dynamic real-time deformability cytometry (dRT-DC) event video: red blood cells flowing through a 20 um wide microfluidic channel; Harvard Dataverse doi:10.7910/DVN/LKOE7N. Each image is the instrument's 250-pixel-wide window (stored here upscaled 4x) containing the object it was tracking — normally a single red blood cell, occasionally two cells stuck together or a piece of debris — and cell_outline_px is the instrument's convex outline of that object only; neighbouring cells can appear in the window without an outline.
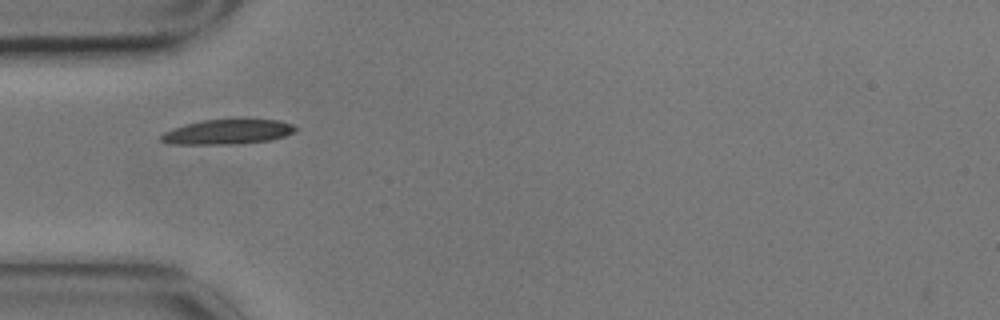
{"species": "common noctule bat (a hibernating species)", "species_latin": "Nyctalus noctula", "temperature_condition": "cold", "stored_images_in_passage": 7, "camera_frame_rate_fps": 3000, "um_per_image_px": 0.085, "animal": {"sex": "male", "body_mass_g": 17.9}, "frame": {"image": 1, "passage_image": 1, "time_ms": 0.0, "image_size_px": [1000, 320], "cell_outline_px": [[300, 128], [296, 132], [272, 140], [240, 144], [168, 144], [160, 140], [160, 136], [164, 132], [172, 128], [184, 124], [200, 120], [240, 116], [276, 120], [292, 124]], "centroid_in_image_um": [19.39, 11.16], "position_along_channel_um": 65.6, "area_um2": 20.69}}